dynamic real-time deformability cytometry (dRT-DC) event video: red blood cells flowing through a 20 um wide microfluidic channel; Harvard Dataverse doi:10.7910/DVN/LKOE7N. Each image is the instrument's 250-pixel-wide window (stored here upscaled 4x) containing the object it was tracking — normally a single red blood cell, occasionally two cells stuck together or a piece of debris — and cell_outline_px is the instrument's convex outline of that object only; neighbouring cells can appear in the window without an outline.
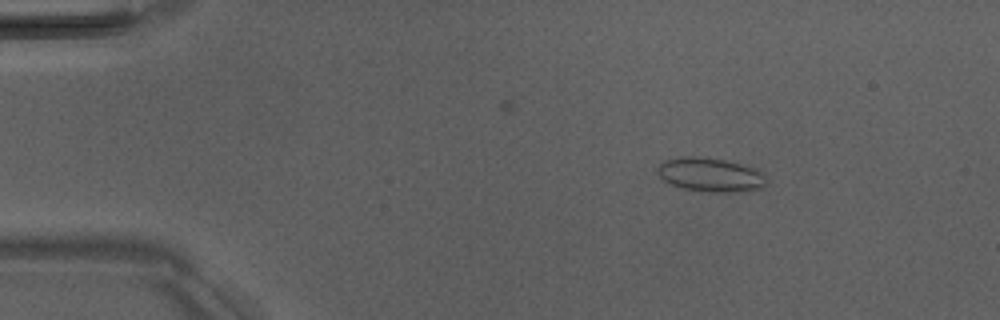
{"species": "Egyptian fruit bat (a non-hibernating species)", "species_latin": "Rousettus aegyptiacus", "temperature_condition": "room temperature", "stored_images_in_passage": 4, "camera_frame_rate_fps": 3000, "um_per_image_px": 0.085, "animal": {"sex": "male"}, "frame": {"image": 1, "passage_image": 1, "time_ms": 0.0, "image_size_px": [1000, 320], "cell_outline_px": [[768, 180], [764, 188], [732, 192], [708, 192], [684, 188], [672, 184], [664, 180], [656, 172], [656, 168], [664, 160], [680, 156], [704, 156], [724, 160], [756, 168], [764, 172]], "centroid_in_image_um": [60.41, 14.84], "position_along_channel_um": 24.6, "area_um2": 21.85}}
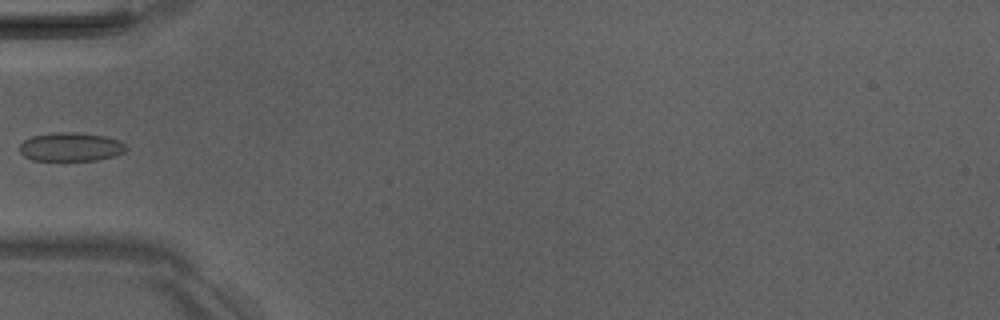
{"frame": {"image": 2, "passage_image": 4, "time_ms": 3.333, "image_size_px": [1000, 320], "cell_outline_px": [[128, 148], [124, 152], [112, 156], [96, 160], [32, 160], [24, 156], [20, 152], [20, 144], [24, 140], [32, 136], [52, 132], [76, 132], [104, 136], [120, 140]], "centroid_in_image_um": [6.0, 12.47], "position_along_channel_um": 79.0, "area_um2": 17.8}}